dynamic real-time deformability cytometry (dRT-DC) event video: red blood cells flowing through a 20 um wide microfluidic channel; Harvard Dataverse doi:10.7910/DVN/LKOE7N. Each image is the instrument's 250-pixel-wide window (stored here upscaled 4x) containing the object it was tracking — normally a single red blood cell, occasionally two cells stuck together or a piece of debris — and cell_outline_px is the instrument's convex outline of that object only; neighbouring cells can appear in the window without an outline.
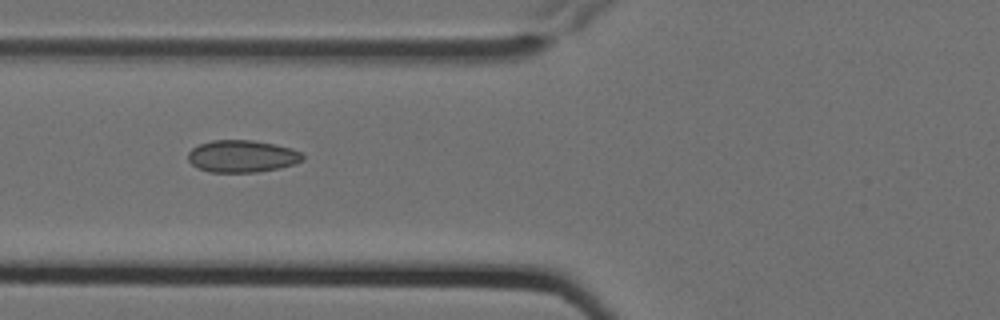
{"species": "Egyptian fruit bat (a non-hibernating species)", "species_latin": "Rousettus aegyptiacus", "temperature_condition": "cold", "stored_images_in_passage": 16, "camera_frame_rate_fps": 3000, "um_per_image_px": 0.085, "animal": {"sex": "female"}, "frame": {"image": 1, "passage_image": 7, "time_ms": 2.0, "image_size_px": [1000, 320], "cell_outline_px": [[304, 160], [280, 168], [260, 172], [208, 172], [196, 168], [188, 160], [188, 152], [192, 148], [200, 144], [212, 140], [252, 140], [276, 144], [292, 148], [300, 152], [304, 156]], "centroid_in_image_um": [20.57, 13.28], "position_along_channel_um": 105.2, "area_um2": 21.68}}
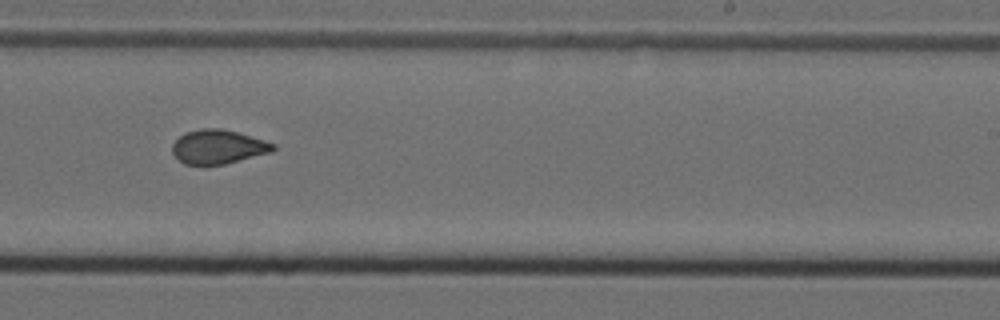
{"frame": {"image": 2, "passage_image": 11, "time_ms": 3.333, "image_size_px": [1000, 320], "cell_outline_px": [[276, 148], [272, 152], [224, 164], [184, 164], [172, 152], [172, 144], [180, 136], [188, 132], [200, 128], [220, 128], [236, 132], [264, 140], [276, 144]], "centroid_in_image_um": [18.56, 12.47], "position_along_channel_um": 270.4, "area_um2": 19.77}}
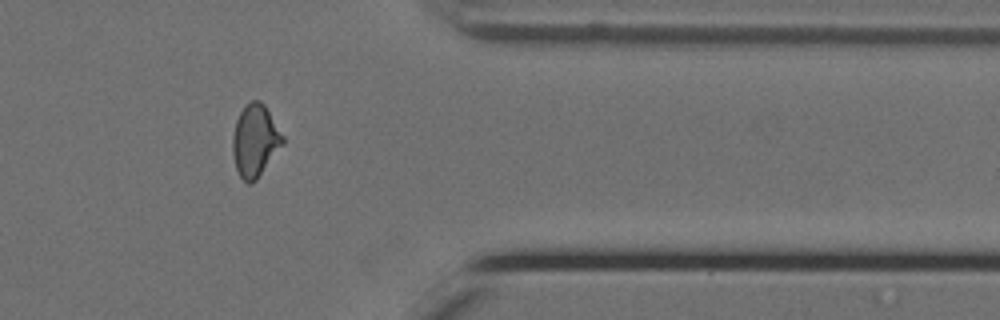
{"frame": {"image": 3, "passage_image": 14, "time_ms": 4.333, "image_size_px": [1000, 320], "cell_outline_px": [[284, 144], [256, 180], [252, 184], [248, 184], [240, 176], [236, 168], [232, 152], [232, 136], [236, 120], [240, 112], [252, 100], [260, 100], [264, 104], [284, 136]], "centroid_in_image_um": [21.68, 11.97], "position_along_channel_um": 389.7, "area_um2": 21.04}}